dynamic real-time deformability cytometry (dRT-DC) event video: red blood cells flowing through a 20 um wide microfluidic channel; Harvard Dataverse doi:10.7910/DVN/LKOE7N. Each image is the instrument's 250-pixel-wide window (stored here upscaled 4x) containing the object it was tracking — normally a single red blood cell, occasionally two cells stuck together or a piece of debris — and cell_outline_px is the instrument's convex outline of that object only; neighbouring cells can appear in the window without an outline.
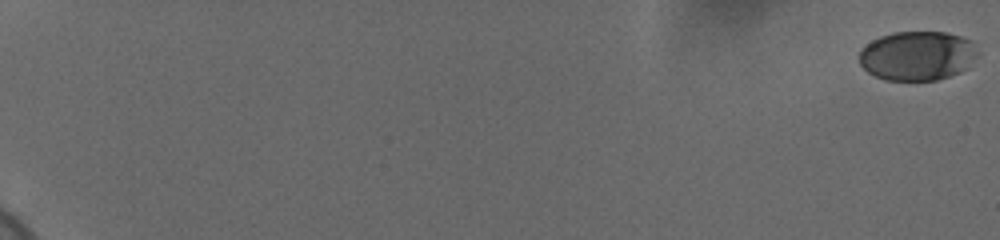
{"species": "human", "species_latin": "Homo sapiens", "temperature_condition": "cold", "stored_images_in_passage": 60, "camera_frame_rate_fps": 3000, "um_per_image_px": 0.085, "donor": {"sex": "female"}, "frame": {"image": 1, "passage_image": 1, "time_ms": 0.0, "image_size_px": [1000, 240], "cell_outline_px": [[980, 56], [968, 68], [960, 72], [936, 80], [884, 80], [868, 72], [860, 64], [860, 48], [872, 40], [880, 36], [892, 32], [948, 32], [972, 40], [980, 52]], "centroid_in_image_um": [78.03, 4.73], "position_along_channel_um": 7.0, "area_um2": 34.56}}
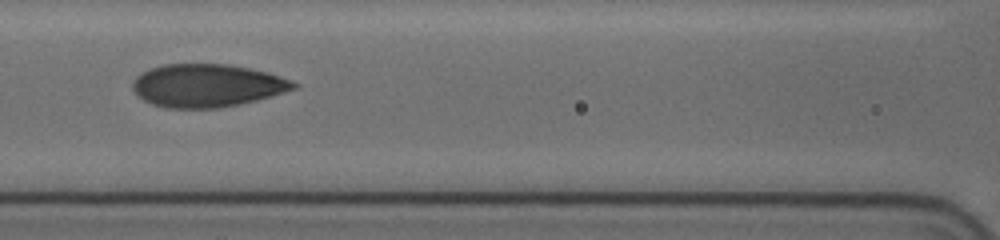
{"frame": {"image": 2, "passage_image": 32, "time_ms": 10.333, "image_size_px": [1000, 240], "cell_outline_px": [[296, 88], [256, 100], [240, 104], [216, 108], [168, 108], [152, 104], [144, 100], [132, 88], [132, 84], [136, 76], [152, 68], [164, 64], [228, 64], [248, 68], [280, 76], [292, 80], [296, 84]], "centroid_in_image_um": [17.58, 7.27], "position_along_channel_um": 149.0, "area_um2": 39.82}}
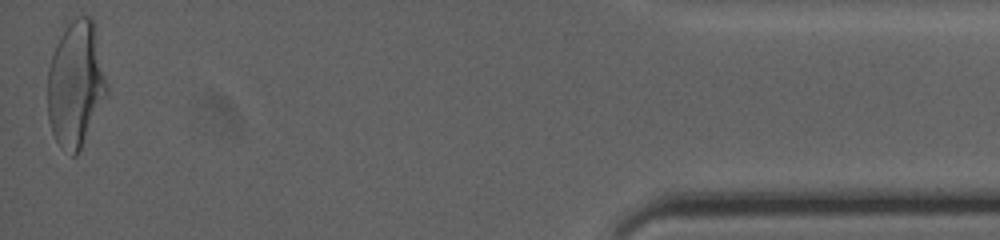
{"frame": {"image": 3, "passage_image": 60, "time_ms": 19.667, "image_size_px": [1000, 240], "cell_outline_px": [[108, 92], [76, 156], [72, 156], [60, 148], [52, 132], [48, 120], [48, 68], [56, 44], [60, 36], [68, 24], [76, 16], [88, 16], [92, 20], [108, 84]], "centroid_in_image_um": [6.42, 7.18], "position_along_channel_um": 428.8, "area_um2": 42.89}, "authors_computed_cell_mechanics": {"area_um2": 39.593, "velocity_mm_per_s": 3.6979, "shape_relaxation_time_tau1_ms": 3.4231, "shape_relaxation_time_tau2_ms": 0.8803, "deformation_change_tau1": 0.1516, "deformation_change_tau2": 0.0614}}